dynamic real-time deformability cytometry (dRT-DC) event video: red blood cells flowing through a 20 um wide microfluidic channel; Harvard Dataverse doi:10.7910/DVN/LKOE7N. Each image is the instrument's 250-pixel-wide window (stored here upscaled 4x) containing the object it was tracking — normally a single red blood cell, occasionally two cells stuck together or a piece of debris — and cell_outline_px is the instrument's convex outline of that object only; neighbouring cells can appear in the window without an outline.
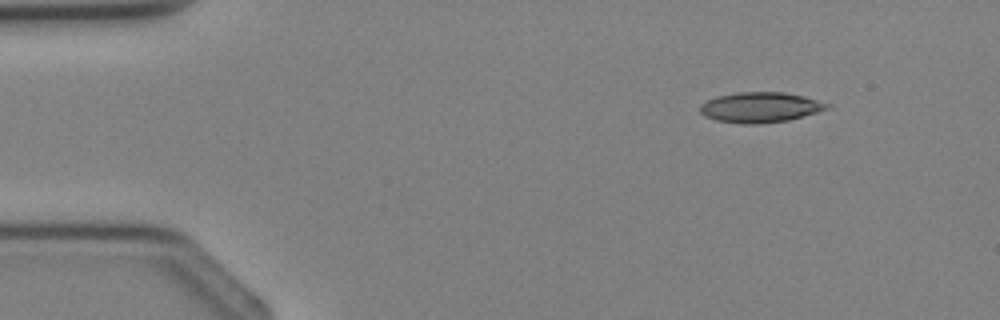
{"species": "Egyptian fruit bat (a non-hibernating species)", "species_latin": "Rousettus aegyptiacus", "temperature_condition": "cold", "stored_images_in_passage": 3, "camera_frame_rate_fps": 3000, "um_per_image_px": 0.085, "animal": {"sex": "female"}, "frame": {"image": 1, "passage_image": 1, "time_ms": 0.0, "image_size_px": [1000, 320], "cell_outline_px": [[832, 108], [804, 116], [788, 120], [760, 124], [740, 124], [716, 120], [704, 116], [700, 112], [700, 104], [716, 96], [740, 92], [784, 92], [804, 96], [832, 104]], "centroid_in_image_um": [64.65, 9.13], "position_along_channel_um": 20.3, "area_um2": 22.66}}
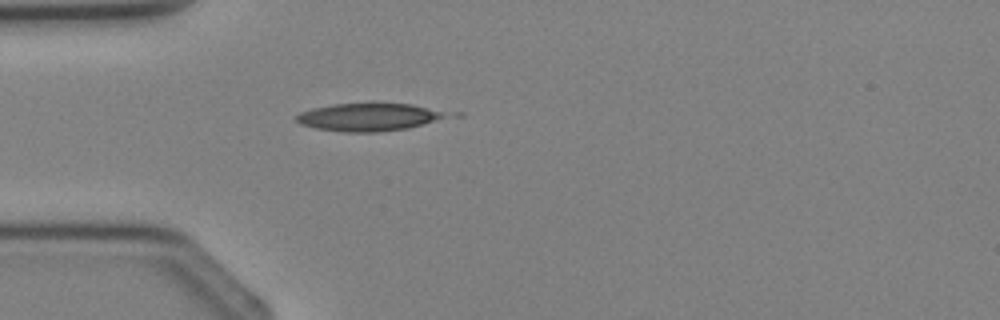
{"frame": {"image": 2, "passage_image": 3, "time_ms": 2.0, "image_size_px": [1000, 320], "cell_outline_px": [[444, 116], [408, 128], [376, 132], [344, 132], [316, 128], [300, 124], [296, 120], [296, 116], [300, 112], [312, 108], [332, 104], [372, 100], [412, 104], [444, 112]], "centroid_in_image_um": [31.2, 9.9], "position_along_channel_um": 53.8, "area_um2": 24.62}}